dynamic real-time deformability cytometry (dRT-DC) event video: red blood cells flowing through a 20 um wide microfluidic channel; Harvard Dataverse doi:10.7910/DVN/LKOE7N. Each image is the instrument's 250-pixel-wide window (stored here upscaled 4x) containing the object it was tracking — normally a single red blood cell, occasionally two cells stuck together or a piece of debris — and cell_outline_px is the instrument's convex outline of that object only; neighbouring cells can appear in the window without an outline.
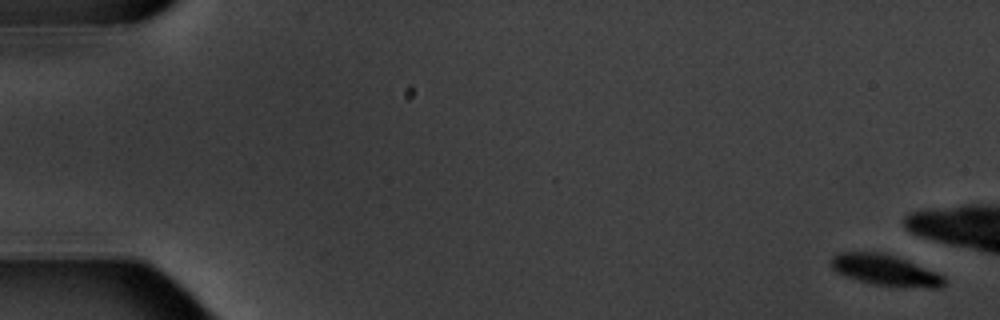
{"species": "common noctule bat (a hibernating species)", "species_latin": "Nyctalus noctula", "temperature_condition": "warm", "stored_images_in_passage": 6, "camera_frame_rate_fps": 3000, "um_per_image_px": 0.085, "animal": {"sex": "male", "body_mass_g": 20.1, "forearm_length_mm": 53.5}, "frame": {"image": 1, "passage_image": 1, "time_ms": 0.0, "image_size_px": [1000, 320], "cell_outline_px": [[944, 284], [940, 288], [932, 288], [872, 284], [844, 276], [836, 272], [832, 268], [828, 260], [836, 252], [880, 252], [904, 260], [936, 272], [944, 276]], "centroid_in_image_um": [75.16, 22.96], "position_along_channel_um": 9.8, "area_um2": 20.17}}